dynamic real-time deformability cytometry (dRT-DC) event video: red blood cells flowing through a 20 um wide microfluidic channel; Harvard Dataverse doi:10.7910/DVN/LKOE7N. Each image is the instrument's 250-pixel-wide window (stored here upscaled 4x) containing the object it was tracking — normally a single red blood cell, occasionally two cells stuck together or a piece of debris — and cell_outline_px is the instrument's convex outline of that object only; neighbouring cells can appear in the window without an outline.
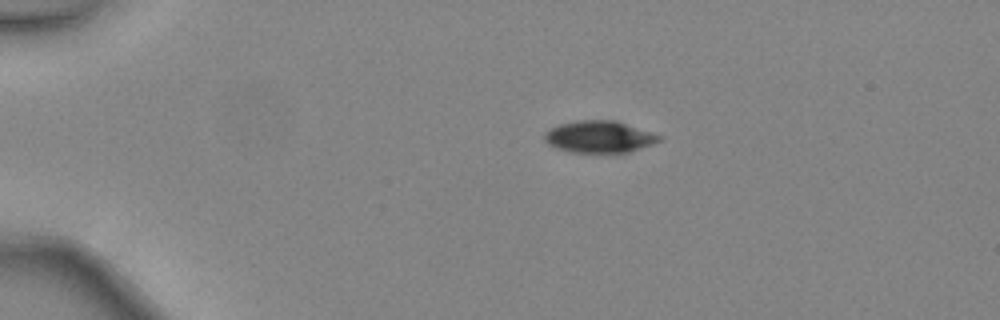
{"species": "common noctule bat (a hibernating species)", "species_latin": "Nyctalus noctula", "temperature_condition": "warm", "stored_images_in_passage": 33, "camera_frame_rate_fps": 3000, "um_per_image_px": 0.085, "animal": {"sex": "female", "body_mass_g": 24.6, "forearm_length_mm": 56.2}, "frame": {"image": 1, "passage_image": 1, "time_ms": 0.0, "image_size_px": [1000, 320], "cell_outline_px": [[664, 140], [628, 152], [572, 152], [556, 148], [548, 144], [544, 140], [544, 132], [560, 124], [576, 120], [616, 120], [664, 136]], "centroid_in_image_um": [50.97, 11.62], "position_along_channel_um": 34.0, "area_um2": 21.39}}
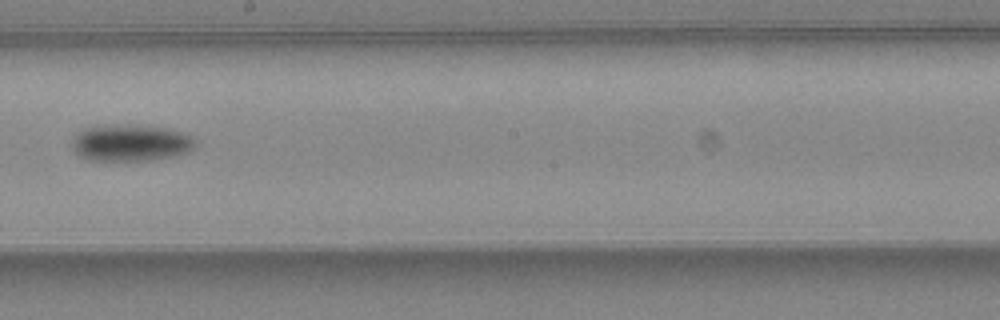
{"frame": {"image": 2, "passage_image": 19, "time_ms": 6.0, "image_size_px": [1000, 320], "cell_outline_px": [[200, 144], [188, 152], [176, 156], [152, 160], [88, 160], [80, 156], [72, 148], [72, 140], [84, 128], [124, 124], [136, 124], [168, 128], [184, 132], [192, 136]], "centroid_in_image_um": [11.2, 12.14], "position_along_channel_um": 237.0, "area_um2": 26.7}}
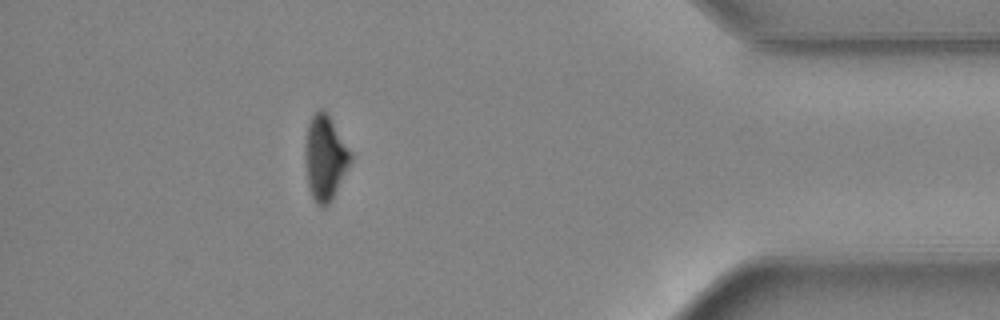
{"frame": {"image": 3, "passage_image": 33, "time_ms": 10.667, "image_size_px": [1000, 320], "cell_outline_px": [[352, 160], [332, 200], [324, 208], [316, 204], [312, 196], [308, 184], [304, 160], [304, 144], [308, 124], [312, 116], [320, 108], [328, 116], [352, 152]], "centroid_in_image_um": [27.62, 13.45], "position_along_channel_um": 407.6, "area_um2": 22.43}, "authors_computed_cell_mechanics": {"area_um2": 24.3338, "velocity_mm_per_s": 4.4994, "shape_relaxation_time_tau1_ms": 2.1999, "shape_relaxation_time_tau2_ms": null, "deformation_change_tau1": 0.1089, "deformation_change_tau2": null}}